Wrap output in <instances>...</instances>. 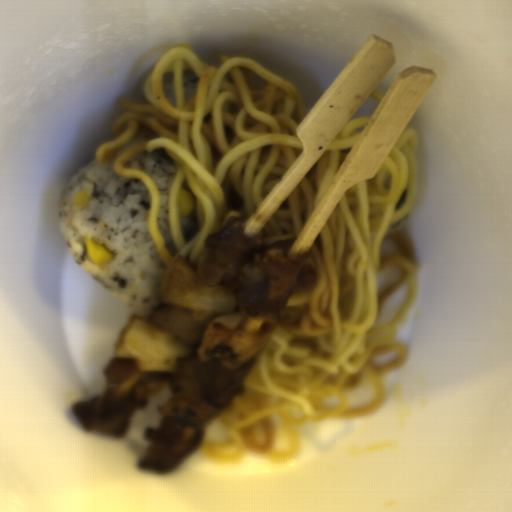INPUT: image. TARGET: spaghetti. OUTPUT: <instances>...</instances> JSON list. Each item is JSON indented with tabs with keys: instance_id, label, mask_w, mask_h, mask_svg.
<instances>
[{
	"instance_id": "obj_4",
	"label": "spaghetti",
	"mask_w": 512,
	"mask_h": 512,
	"mask_svg": "<svg viewBox=\"0 0 512 512\" xmlns=\"http://www.w3.org/2000/svg\"><path fill=\"white\" fill-rule=\"evenodd\" d=\"M369 95L373 96L379 103L381 102V100L384 96L381 91L376 90L374 88L372 89V91L370 92Z\"/></svg>"
},
{
	"instance_id": "obj_3",
	"label": "spaghetti",
	"mask_w": 512,
	"mask_h": 512,
	"mask_svg": "<svg viewBox=\"0 0 512 512\" xmlns=\"http://www.w3.org/2000/svg\"><path fill=\"white\" fill-rule=\"evenodd\" d=\"M369 119L361 115L346 122L259 232L266 244L297 239Z\"/></svg>"
},
{
	"instance_id": "obj_1",
	"label": "spaghetti",
	"mask_w": 512,
	"mask_h": 512,
	"mask_svg": "<svg viewBox=\"0 0 512 512\" xmlns=\"http://www.w3.org/2000/svg\"><path fill=\"white\" fill-rule=\"evenodd\" d=\"M419 139L417 129H403L378 172L343 193L304 256L317 267V285L287 304L301 320L277 324L242 396L213 416L224 437L200 435L195 445L207 458L292 461L303 451V424L385 404L384 375L410 355L397 336L416 299L418 267L400 224L417 197Z\"/></svg>"
},
{
	"instance_id": "obj_2",
	"label": "spaghetti",
	"mask_w": 512,
	"mask_h": 512,
	"mask_svg": "<svg viewBox=\"0 0 512 512\" xmlns=\"http://www.w3.org/2000/svg\"><path fill=\"white\" fill-rule=\"evenodd\" d=\"M185 69L198 77L197 93L188 101ZM170 72L175 107L163 95V77ZM142 91L147 101L120 99L123 111L112 126L113 139L96 148L94 160L145 185L148 234L164 265L181 256L197 267L207 237L230 217H240L243 226L303 152L296 128L308 113L306 103L297 83L252 57L224 52L217 66H208L186 42L158 60ZM159 150L175 168L169 191L172 255L157 225L160 196L154 181L127 166L137 154ZM180 187L195 201L197 227L190 237L181 229Z\"/></svg>"
}]
</instances>
